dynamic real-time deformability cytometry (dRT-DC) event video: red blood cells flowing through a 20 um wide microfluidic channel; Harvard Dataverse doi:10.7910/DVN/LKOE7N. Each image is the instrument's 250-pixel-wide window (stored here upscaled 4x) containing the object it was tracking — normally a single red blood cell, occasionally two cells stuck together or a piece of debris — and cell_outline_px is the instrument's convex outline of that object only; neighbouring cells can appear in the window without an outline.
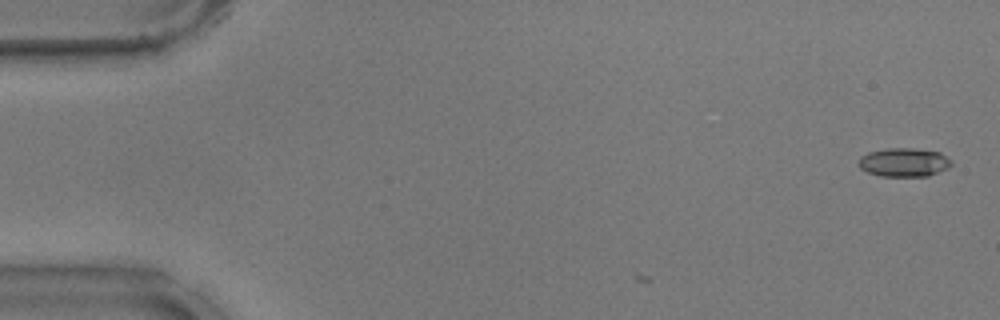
{"species": "common noctule bat (a hibernating species)", "species_latin": "Nyctalus noctula", "temperature_condition": "warm", "stored_images_in_passage": 5, "camera_frame_rate_fps": 3000, "um_per_image_px": 0.085, "animal": {"sex": "male", "body_mass_g": 17.9}, "frame": {"image": 1, "passage_image": 2, "time_ms": 0.333, "image_size_px": [1000, 320], "cell_outline_px": [[952, 164], [948, 168], [928, 176], [880, 176], [868, 172], [860, 168], [856, 164], [860, 156], [868, 152], [888, 148], [912, 148], [940, 152], [952, 160]], "centroid_in_image_um": [76.82, 13.79], "position_along_channel_um": 8.2, "area_um2": 15.66}}